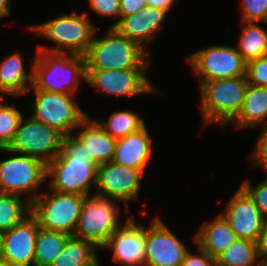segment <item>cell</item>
<instances>
[{
  "instance_id": "3957f363",
  "label": "cell",
  "mask_w": 267,
  "mask_h": 266,
  "mask_svg": "<svg viewBox=\"0 0 267 266\" xmlns=\"http://www.w3.org/2000/svg\"><path fill=\"white\" fill-rule=\"evenodd\" d=\"M97 33L96 31L93 42L84 55L86 69L121 70L150 67L151 55L114 27L108 26L102 37H97Z\"/></svg>"
},
{
  "instance_id": "4316f807",
  "label": "cell",
  "mask_w": 267,
  "mask_h": 266,
  "mask_svg": "<svg viewBox=\"0 0 267 266\" xmlns=\"http://www.w3.org/2000/svg\"><path fill=\"white\" fill-rule=\"evenodd\" d=\"M70 236L39 228L35 240L34 266H50Z\"/></svg>"
},
{
  "instance_id": "7a4b0ae2",
  "label": "cell",
  "mask_w": 267,
  "mask_h": 266,
  "mask_svg": "<svg viewBox=\"0 0 267 266\" xmlns=\"http://www.w3.org/2000/svg\"><path fill=\"white\" fill-rule=\"evenodd\" d=\"M36 53L30 88L76 95L80 82L83 79L86 81L85 57L43 50H37Z\"/></svg>"
},
{
  "instance_id": "ab89813d",
  "label": "cell",
  "mask_w": 267,
  "mask_h": 266,
  "mask_svg": "<svg viewBox=\"0 0 267 266\" xmlns=\"http://www.w3.org/2000/svg\"><path fill=\"white\" fill-rule=\"evenodd\" d=\"M10 1L11 0H0V21L4 17L10 16Z\"/></svg>"
},
{
  "instance_id": "8992f818",
  "label": "cell",
  "mask_w": 267,
  "mask_h": 266,
  "mask_svg": "<svg viewBox=\"0 0 267 266\" xmlns=\"http://www.w3.org/2000/svg\"><path fill=\"white\" fill-rule=\"evenodd\" d=\"M86 196L58 191L40 193L31 203V214L45 230L73 236Z\"/></svg>"
},
{
  "instance_id": "f546056e",
  "label": "cell",
  "mask_w": 267,
  "mask_h": 266,
  "mask_svg": "<svg viewBox=\"0 0 267 266\" xmlns=\"http://www.w3.org/2000/svg\"><path fill=\"white\" fill-rule=\"evenodd\" d=\"M0 98V148H8L23 118V114L14 104H2Z\"/></svg>"
},
{
  "instance_id": "ac0fdd59",
  "label": "cell",
  "mask_w": 267,
  "mask_h": 266,
  "mask_svg": "<svg viewBox=\"0 0 267 266\" xmlns=\"http://www.w3.org/2000/svg\"><path fill=\"white\" fill-rule=\"evenodd\" d=\"M167 14L166 11L146 5L141 11L120 18L113 27L151 55L148 49L150 41L160 33Z\"/></svg>"
},
{
  "instance_id": "1f68e13d",
  "label": "cell",
  "mask_w": 267,
  "mask_h": 266,
  "mask_svg": "<svg viewBox=\"0 0 267 266\" xmlns=\"http://www.w3.org/2000/svg\"><path fill=\"white\" fill-rule=\"evenodd\" d=\"M246 78L249 84L267 88V55L247 64Z\"/></svg>"
},
{
  "instance_id": "cb8c5ba5",
  "label": "cell",
  "mask_w": 267,
  "mask_h": 266,
  "mask_svg": "<svg viewBox=\"0 0 267 266\" xmlns=\"http://www.w3.org/2000/svg\"><path fill=\"white\" fill-rule=\"evenodd\" d=\"M97 249L93 242L70 236L50 266H99Z\"/></svg>"
},
{
  "instance_id": "836d02e7",
  "label": "cell",
  "mask_w": 267,
  "mask_h": 266,
  "mask_svg": "<svg viewBox=\"0 0 267 266\" xmlns=\"http://www.w3.org/2000/svg\"><path fill=\"white\" fill-rule=\"evenodd\" d=\"M260 135L256 145L251 152L249 159L252 160L253 166L267 170V126L260 127ZM267 172V171H266Z\"/></svg>"
},
{
  "instance_id": "484cf974",
  "label": "cell",
  "mask_w": 267,
  "mask_h": 266,
  "mask_svg": "<svg viewBox=\"0 0 267 266\" xmlns=\"http://www.w3.org/2000/svg\"><path fill=\"white\" fill-rule=\"evenodd\" d=\"M237 51L248 64L250 61L267 55V30L258 22H242Z\"/></svg>"
},
{
  "instance_id": "7c38bea8",
  "label": "cell",
  "mask_w": 267,
  "mask_h": 266,
  "mask_svg": "<svg viewBox=\"0 0 267 266\" xmlns=\"http://www.w3.org/2000/svg\"><path fill=\"white\" fill-rule=\"evenodd\" d=\"M148 68H131L121 70L86 69V81L97 91L107 96L136 97L158 90L147 78Z\"/></svg>"
},
{
  "instance_id": "44dd1931",
  "label": "cell",
  "mask_w": 267,
  "mask_h": 266,
  "mask_svg": "<svg viewBox=\"0 0 267 266\" xmlns=\"http://www.w3.org/2000/svg\"><path fill=\"white\" fill-rule=\"evenodd\" d=\"M237 239L229 222L219 213L212 221L202 224L193 242L211 257L216 258Z\"/></svg>"
},
{
  "instance_id": "83f0119b",
  "label": "cell",
  "mask_w": 267,
  "mask_h": 266,
  "mask_svg": "<svg viewBox=\"0 0 267 266\" xmlns=\"http://www.w3.org/2000/svg\"><path fill=\"white\" fill-rule=\"evenodd\" d=\"M15 194L0 192V231L3 233L20 224L31 214V203Z\"/></svg>"
},
{
  "instance_id": "e575fe53",
  "label": "cell",
  "mask_w": 267,
  "mask_h": 266,
  "mask_svg": "<svg viewBox=\"0 0 267 266\" xmlns=\"http://www.w3.org/2000/svg\"><path fill=\"white\" fill-rule=\"evenodd\" d=\"M120 0H88V5L96 14L104 17H117L118 20L113 22L110 27H113L120 20Z\"/></svg>"
},
{
  "instance_id": "d590c367",
  "label": "cell",
  "mask_w": 267,
  "mask_h": 266,
  "mask_svg": "<svg viewBox=\"0 0 267 266\" xmlns=\"http://www.w3.org/2000/svg\"><path fill=\"white\" fill-rule=\"evenodd\" d=\"M199 255H194L188 250L184 256L181 266H216L215 258L211 257L196 243Z\"/></svg>"
},
{
  "instance_id": "60d3db41",
  "label": "cell",
  "mask_w": 267,
  "mask_h": 266,
  "mask_svg": "<svg viewBox=\"0 0 267 266\" xmlns=\"http://www.w3.org/2000/svg\"><path fill=\"white\" fill-rule=\"evenodd\" d=\"M0 266H10L5 260L0 258Z\"/></svg>"
},
{
  "instance_id": "8fae6325",
  "label": "cell",
  "mask_w": 267,
  "mask_h": 266,
  "mask_svg": "<svg viewBox=\"0 0 267 266\" xmlns=\"http://www.w3.org/2000/svg\"><path fill=\"white\" fill-rule=\"evenodd\" d=\"M199 84L212 80L246 76L247 63L237 48L213 45L191 53L187 57Z\"/></svg>"
},
{
  "instance_id": "6da1fadb",
  "label": "cell",
  "mask_w": 267,
  "mask_h": 266,
  "mask_svg": "<svg viewBox=\"0 0 267 266\" xmlns=\"http://www.w3.org/2000/svg\"><path fill=\"white\" fill-rule=\"evenodd\" d=\"M98 166L73 134L63 136L60 153L47 163V185L53 191L90 196Z\"/></svg>"
},
{
  "instance_id": "ffe728a7",
  "label": "cell",
  "mask_w": 267,
  "mask_h": 266,
  "mask_svg": "<svg viewBox=\"0 0 267 266\" xmlns=\"http://www.w3.org/2000/svg\"><path fill=\"white\" fill-rule=\"evenodd\" d=\"M76 129L78 132L75 137L98 165L112 162L116 139L107 133L97 120H92L87 115Z\"/></svg>"
},
{
  "instance_id": "30bf717a",
  "label": "cell",
  "mask_w": 267,
  "mask_h": 266,
  "mask_svg": "<svg viewBox=\"0 0 267 266\" xmlns=\"http://www.w3.org/2000/svg\"><path fill=\"white\" fill-rule=\"evenodd\" d=\"M63 136L58 130L29 115L26 119L22 118L10 146L0 150L37 157L47 164L60 153Z\"/></svg>"
},
{
  "instance_id": "d6a6232c",
  "label": "cell",
  "mask_w": 267,
  "mask_h": 266,
  "mask_svg": "<svg viewBox=\"0 0 267 266\" xmlns=\"http://www.w3.org/2000/svg\"><path fill=\"white\" fill-rule=\"evenodd\" d=\"M263 179L262 182L255 186H251L252 184L249 180L243 181L240 185L254 200L263 217H267V176Z\"/></svg>"
},
{
  "instance_id": "2e32d148",
  "label": "cell",
  "mask_w": 267,
  "mask_h": 266,
  "mask_svg": "<svg viewBox=\"0 0 267 266\" xmlns=\"http://www.w3.org/2000/svg\"><path fill=\"white\" fill-rule=\"evenodd\" d=\"M103 248L112 251V261L122 266L145 265V228L129 215Z\"/></svg>"
},
{
  "instance_id": "603a6c76",
  "label": "cell",
  "mask_w": 267,
  "mask_h": 266,
  "mask_svg": "<svg viewBox=\"0 0 267 266\" xmlns=\"http://www.w3.org/2000/svg\"><path fill=\"white\" fill-rule=\"evenodd\" d=\"M237 129L267 126V88L247 85L241 111L232 121Z\"/></svg>"
},
{
  "instance_id": "4dcf8cb0",
  "label": "cell",
  "mask_w": 267,
  "mask_h": 266,
  "mask_svg": "<svg viewBox=\"0 0 267 266\" xmlns=\"http://www.w3.org/2000/svg\"><path fill=\"white\" fill-rule=\"evenodd\" d=\"M242 22H267V0H242Z\"/></svg>"
},
{
  "instance_id": "9a60e30c",
  "label": "cell",
  "mask_w": 267,
  "mask_h": 266,
  "mask_svg": "<svg viewBox=\"0 0 267 266\" xmlns=\"http://www.w3.org/2000/svg\"><path fill=\"white\" fill-rule=\"evenodd\" d=\"M40 226L30 214L20 224L2 233L0 258L10 266H34L35 240Z\"/></svg>"
},
{
  "instance_id": "5bb4252c",
  "label": "cell",
  "mask_w": 267,
  "mask_h": 266,
  "mask_svg": "<svg viewBox=\"0 0 267 266\" xmlns=\"http://www.w3.org/2000/svg\"><path fill=\"white\" fill-rule=\"evenodd\" d=\"M145 228L144 266H181L188 251L186 245L156 217Z\"/></svg>"
},
{
  "instance_id": "7402d4cb",
  "label": "cell",
  "mask_w": 267,
  "mask_h": 266,
  "mask_svg": "<svg viewBox=\"0 0 267 266\" xmlns=\"http://www.w3.org/2000/svg\"><path fill=\"white\" fill-rule=\"evenodd\" d=\"M19 50L0 62V93L19 97L28 93L33 83V64L30 73L26 70ZM30 83V84H28ZM29 85V86H28Z\"/></svg>"
},
{
  "instance_id": "e0dca14e",
  "label": "cell",
  "mask_w": 267,
  "mask_h": 266,
  "mask_svg": "<svg viewBox=\"0 0 267 266\" xmlns=\"http://www.w3.org/2000/svg\"><path fill=\"white\" fill-rule=\"evenodd\" d=\"M220 213L229 222L237 238L258 242L264 217L241 186Z\"/></svg>"
},
{
  "instance_id": "8d00e7d4",
  "label": "cell",
  "mask_w": 267,
  "mask_h": 266,
  "mask_svg": "<svg viewBox=\"0 0 267 266\" xmlns=\"http://www.w3.org/2000/svg\"><path fill=\"white\" fill-rule=\"evenodd\" d=\"M120 18L141 11L147 4L145 0H120Z\"/></svg>"
},
{
  "instance_id": "277c9868",
  "label": "cell",
  "mask_w": 267,
  "mask_h": 266,
  "mask_svg": "<svg viewBox=\"0 0 267 266\" xmlns=\"http://www.w3.org/2000/svg\"><path fill=\"white\" fill-rule=\"evenodd\" d=\"M88 16L85 12L82 14L72 12V14H63L44 23L29 26L35 35L56 43L53 48L39 45L37 50L84 56L98 31L97 25L92 24Z\"/></svg>"
},
{
  "instance_id": "b9f144b4",
  "label": "cell",
  "mask_w": 267,
  "mask_h": 266,
  "mask_svg": "<svg viewBox=\"0 0 267 266\" xmlns=\"http://www.w3.org/2000/svg\"><path fill=\"white\" fill-rule=\"evenodd\" d=\"M263 266H267V253L263 256Z\"/></svg>"
},
{
  "instance_id": "d6986e66",
  "label": "cell",
  "mask_w": 267,
  "mask_h": 266,
  "mask_svg": "<svg viewBox=\"0 0 267 266\" xmlns=\"http://www.w3.org/2000/svg\"><path fill=\"white\" fill-rule=\"evenodd\" d=\"M146 126L116 140L112 162L144 173L152 154V138Z\"/></svg>"
},
{
  "instance_id": "74e56055",
  "label": "cell",
  "mask_w": 267,
  "mask_h": 266,
  "mask_svg": "<svg viewBox=\"0 0 267 266\" xmlns=\"http://www.w3.org/2000/svg\"><path fill=\"white\" fill-rule=\"evenodd\" d=\"M257 243L262 256H264L267 253V217L263 218L261 234Z\"/></svg>"
},
{
  "instance_id": "f1b7e54d",
  "label": "cell",
  "mask_w": 267,
  "mask_h": 266,
  "mask_svg": "<svg viewBox=\"0 0 267 266\" xmlns=\"http://www.w3.org/2000/svg\"><path fill=\"white\" fill-rule=\"evenodd\" d=\"M97 122L116 140L139 130L146 124L139 114L129 110L112 112L109 119Z\"/></svg>"
},
{
  "instance_id": "f35d334b",
  "label": "cell",
  "mask_w": 267,
  "mask_h": 266,
  "mask_svg": "<svg viewBox=\"0 0 267 266\" xmlns=\"http://www.w3.org/2000/svg\"><path fill=\"white\" fill-rule=\"evenodd\" d=\"M176 0H145L146 4L169 13Z\"/></svg>"
},
{
  "instance_id": "52a82bcc",
  "label": "cell",
  "mask_w": 267,
  "mask_h": 266,
  "mask_svg": "<svg viewBox=\"0 0 267 266\" xmlns=\"http://www.w3.org/2000/svg\"><path fill=\"white\" fill-rule=\"evenodd\" d=\"M33 90L30 116L49 127L58 130L64 136L73 134L81 121L87 116L70 93H54L40 89ZM74 99V100H73Z\"/></svg>"
},
{
  "instance_id": "7bdbcfd3",
  "label": "cell",
  "mask_w": 267,
  "mask_h": 266,
  "mask_svg": "<svg viewBox=\"0 0 267 266\" xmlns=\"http://www.w3.org/2000/svg\"><path fill=\"white\" fill-rule=\"evenodd\" d=\"M1 241H2V232L0 231V248H1Z\"/></svg>"
},
{
  "instance_id": "9c48e42d",
  "label": "cell",
  "mask_w": 267,
  "mask_h": 266,
  "mask_svg": "<svg viewBox=\"0 0 267 266\" xmlns=\"http://www.w3.org/2000/svg\"><path fill=\"white\" fill-rule=\"evenodd\" d=\"M47 164L41 159L24 154H15L0 161V192L22 196L32 203L38 190L47 180Z\"/></svg>"
},
{
  "instance_id": "d4e9b609",
  "label": "cell",
  "mask_w": 267,
  "mask_h": 266,
  "mask_svg": "<svg viewBox=\"0 0 267 266\" xmlns=\"http://www.w3.org/2000/svg\"><path fill=\"white\" fill-rule=\"evenodd\" d=\"M215 262L216 266H263V256L257 242L237 238Z\"/></svg>"
},
{
  "instance_id": "5b68a950",
  "label": "cell",
  "mask_w": 267,
  "mask_h": 266,
  "mask_svg": "<svg viewBox=\"0 0 267 266\" xmlns=\"http://www.w3.org/2000/svg\"><path fill=\"white\" fill-rule=\"evenodd\" d=\"M248 82L246 76L203 82L199 87L204 124L226 126L242 109Z\"/></svg>"
},
{
  "instance_id": "ba28073f",
  "label": "cell",
  "mask_w": 267,
  "mask_h": 266,
  "mask_svg": "<svg viewBox=\"0 0 267 266\" xmlns=\"http://www.w3.org/2000/svg\"><path fill=\"white\" fill-rule=\"evenodd\" d=\"M116 200L96 194L86 196L74 237L95 243L103 248L111 235L122 225L119 223V206Z\"/></svg>"
},
{
  "instance_id": "4fadbf2b",
  "label": "cell",
  "mask_w": 267,
  "mask_h": 266,
  "mask_svg": "<svg viewBox=\"0 0 267 266\" xmlns=\"http://www.w3.org/2000/svg\"><path fill=\"white\" fill-rule=\"evenodd\" d=\"M144 173L114 162L97 167L96 195L127 204L139 196Z\"/></svg>"
}]
</instances>
